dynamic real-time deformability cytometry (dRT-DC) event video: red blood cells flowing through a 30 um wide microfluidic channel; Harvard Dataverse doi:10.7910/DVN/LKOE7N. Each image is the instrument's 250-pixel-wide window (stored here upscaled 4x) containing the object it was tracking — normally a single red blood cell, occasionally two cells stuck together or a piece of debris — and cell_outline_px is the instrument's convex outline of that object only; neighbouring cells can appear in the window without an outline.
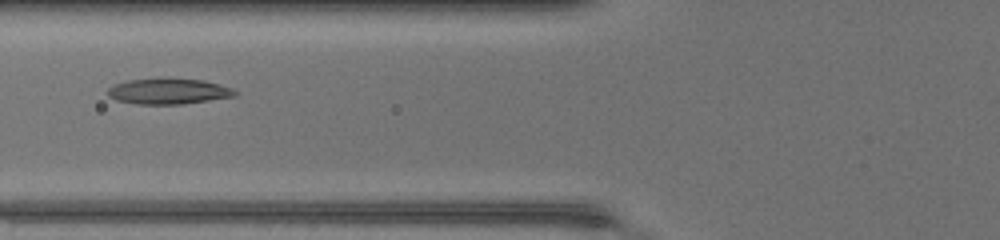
{"species": "common noctule bat (a hibernating species)", "species_latin": "Nyctalus noctula", "temperature_condition": "warm", "stored_images_in_passage": 39, "camera_frame_rate_fps": 3000, "um_per_image_px": 0.085, "animal": {"sex": "female", "body_mass_g": 17.0, "forearm_length_mm": 48.0}, "frame": {"image": 1, "passage_image": 11, "time_ms": 3.333, "image_size_px": [1000, 240], "cell_outline_px": [[240, 92], [236, 96], [184, 104], [136, 104], [116, 100], [108, 96], [108, 88], [112, 84], [128, 80], [164, 76], [204, 80], [220, 84], [232, 88]], "centroid_in_image_um": [14.33, 7.73], "position_along_channel_um": 111.5, "area_um2": 19.83}}
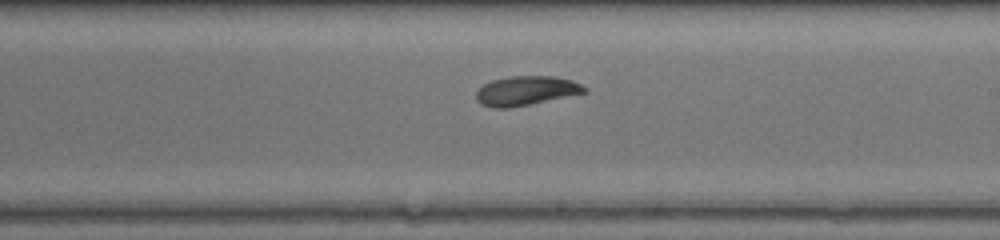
{"frame": {"image": 2, "passage_image": 20, "time_ms": 6.333, "image_size_px": [1000, 240], "cell_outline_px": [[588, 92], [508, 108], [496, 108], [480, 104], [476, 100], [476, 92], [484, 84], [492, 80], [508, 76], [552, 76], [572, 80], [588, 88]], "centroid_in_image_um": [44.71, 7.7], "position_along_channel_um": 244.3, "area_um2": 18.38}}
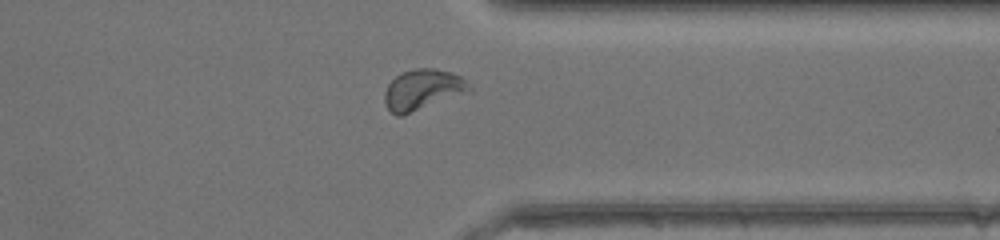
{"frame": {"image": 3, "passage_image": 29, "time_ms": 9.333, "image_size_px": [1000, 240], "cell_outline_px": [[472, 92], [400, 116], [396, 116], [384, 104], [384, 92], [388, 84], [400, 72], [416, 68], [436, 68], [452, 72], [460, 76], [472, 84]], "centroid_in_image_um": [35.97, 7.61], "position_along_channel_um": 375.4, "area_um2": 20.46}, "authors_computed_cell_mechanics": {"area_um2": 18.9584, "velocity_mm_per_s": 4.4299, "shape_relaxation_time_tau1_ms": 5.8114, "shape_relaxation_time_tau2_ms": null, "deformation_change_tau1": 0.1698, "deformation_change_tau2": null}}